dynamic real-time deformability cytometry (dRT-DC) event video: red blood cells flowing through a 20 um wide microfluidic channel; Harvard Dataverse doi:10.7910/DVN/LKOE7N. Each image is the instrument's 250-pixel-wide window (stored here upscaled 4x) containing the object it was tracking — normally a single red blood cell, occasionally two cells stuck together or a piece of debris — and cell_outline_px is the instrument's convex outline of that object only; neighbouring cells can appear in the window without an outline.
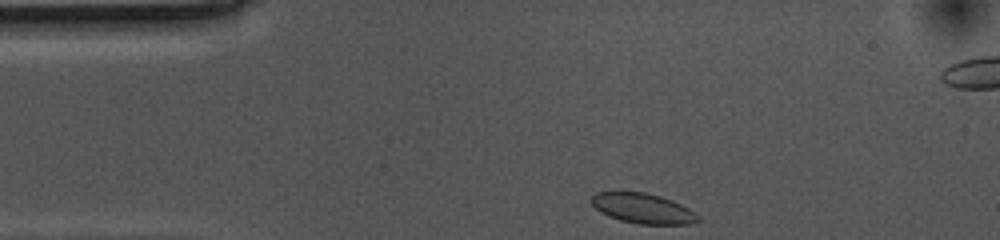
{"species": "common noctule bat (a hibernating species)", "species_latin": "Nyctalus noctula", "temperature_condition": "cold", "stored_images_in_passage": 34, "camera_frame_rate_fps": 3000, "um_per_image_px": 0.085, "animal": {"sex": "female", "body_mass_g": 10.0, "forearm_length_mm": 53.1}, "frame": {"image": 1, "passage_image": 1, "time_ms": 0.0, "image_size_px": [1000, 240], "cell_outline_px": [[700, 220], [692, 224], [636, 224], [620, 220], [608, 216], [600, 212], [588, 200], [596, 192], [644, 192], [660, 196], [672, 200], [688, 208], [700, 216]], "centroid_in_image_um": [54.63, 17.72], "position_along_channel_um": 30.4, "area_um2": 18.79}}
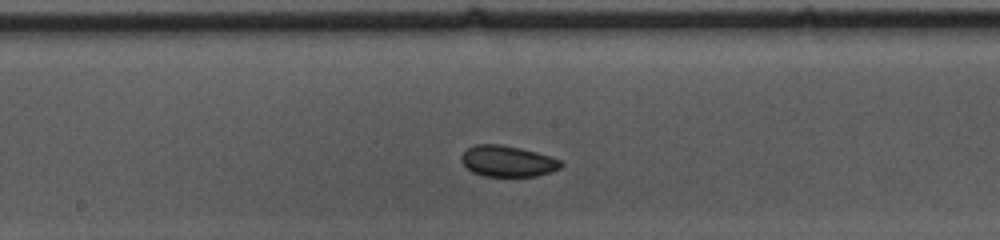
{"frame": {"image": 2, "passage_image": 19, "time_ms": 6.0, "image_size_px": [1000, 240], "cell_outline_px": [[564, 164], [560, 168], [552, 172], [536, 176], [484, 176], [472, 172], [460, 160], [460, 156], [468, 148], [476, 144], [500, 144], [520, 148], [552, 156], [560, 160]], "centroid_in_image_um": [43.17, 13.7], "position_along_channel_um": 205.0, "area_um2": 18.09}}
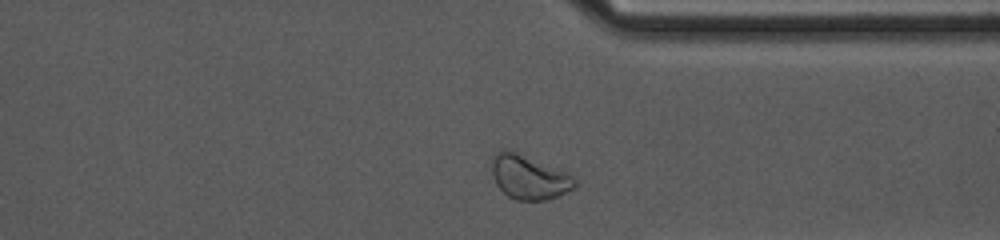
{"frame": {"image": 3, "passage_image": 33, "time_ms": 10.667, "image_size_px": [1000, 240], "cell_outline_px": [[576, 184], [572, 188], [548, 200], [516, 200], [508, 196], [496, 184], [492, 172], [492, 156], [496, 152], [504, 148], [508, 148], [572, 172], [576, 176]], "centroid_in_image_um": [44.99, 15.01], "position_along_channel_um": 366.4, "area_um2": 21.91}, "authors_computed_cell_mechanics": {"area_um2": 18.2359, "velocity_mm_per_s": 3.51, "shape_relaxation_time_tau1_ms": 1.8482, "shape_relaxation_time_tau2_ms": null, "deformation_change_tau1": 0.047, "deformation_change_tau2": null}}